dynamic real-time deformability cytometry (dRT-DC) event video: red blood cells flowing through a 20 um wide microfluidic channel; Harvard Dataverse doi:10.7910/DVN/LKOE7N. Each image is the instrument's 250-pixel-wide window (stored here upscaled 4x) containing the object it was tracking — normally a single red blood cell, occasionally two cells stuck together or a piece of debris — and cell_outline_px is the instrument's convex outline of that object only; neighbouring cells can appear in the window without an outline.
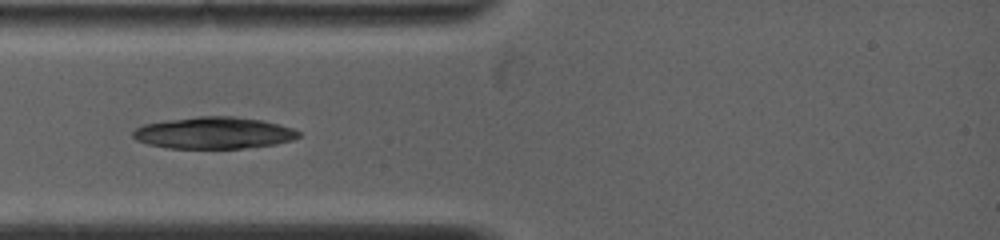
{"species": "common noctule bat (a hibernating species)", "species_latin": "Nyctalus noctula", "temperature_condition": "warm", "stored_images_in_passage": 28, "camera_frame_rate_fps": 5000, "um_per_image_px": 0.085, "animal": {"sex": "female", "body_mass_g": 19.0, "forearm_length_mm": 53.3}, "frame": {"image": 1, "passage_image": 1, "time_ms": 0.0, "image_size_px": [1000, 240], "cell_outline_px": [[300, 136], [292, 140], [276, 144], [244, 148], [168, 148], [148, 144], [136, 140], [132, 136], [132, 132], [136, 128], [144, 124], [168, 120], [196, 116], [232, 116], [260, 120], [292, 128], [300, 132]], "centroid_in_image_um": [18.15, 11.3], "position_along_channel_um": 66.8, "area_um2": 30.52}}
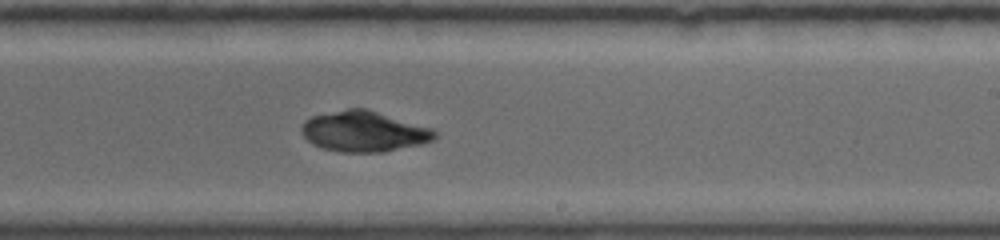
{"frame": {"image": 2, "passage_image": 16, "time_ms": 4.8, "image_size_px": [1000, 240], "cell_outline_px": [[436, 136], [432, 140], [420, 144], [380, 152], [340, 152], [320, 148], [312, 144], [300, 132], [300, 128], [304, 120], [312, 116], [348, 108], [364, 108], [432, 128], [436, 132]], "centroid_in_image_um": [30.87, 11.17], "position_along_channel_um": 258.1, "area_um2": 31.33}}
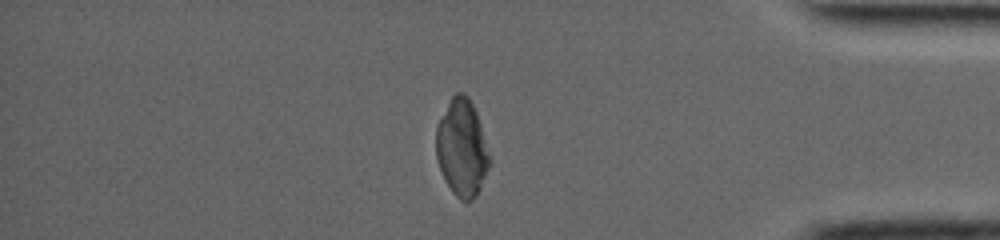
{"frame": {"image": 3, "passage_image": 28, "time_ms": 9.0, "image_size_px": [1000, 240], "cell_outline_px": [[492, 160], [480, 188], [472, 200], [460, 200], [452, 192], [440, 168], [436, 156], [436, 124], [452, 96], [456, 92], [464, 92], [468, 96], [476, 112], [492, 156]], "centroid_in_image_um": [39.28, 12.55], "position_along_channel_um": 395.9, "area_um2": 30.29}}